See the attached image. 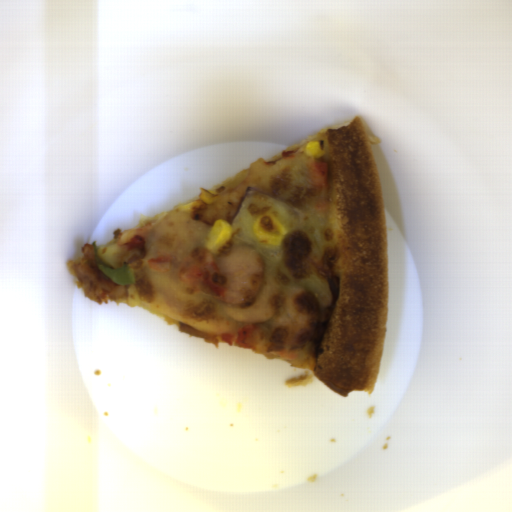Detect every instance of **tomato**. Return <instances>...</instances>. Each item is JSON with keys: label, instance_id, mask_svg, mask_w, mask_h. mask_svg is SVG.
<instances>
[{"label": "tomato", "instance_id": "tomato-1", "mask_svg": "<svg viewBox=\"0 0 512 512\" xmlns=\"http://www.w3.org/2000/svg\"><path fill=\"white\" fill-rule=\"evenodd\" d=\"M259 329L260 325L255 322L238 329L237 333H222L220 337L229 346L250 349L252 345L250 339Z\"/></svg>", "mask_w": 512, "mask_h": 512}, {"label": "tomato", "instance_id": "tomato-2", "mask_svg": "<svg viewBox=\"0 0 512 512\" xmlns=\"http://www.w3.org/2000/svg\"><path fill=\"white\" fill-rule=\"evenodd\" d=\"M124 245L127 247V250H126V252H127V251L141 249V248L145 247L146 242H145L144 237L139 234V235H134Z\"/></svg>", "mask_w": 512, "mask_h": 512}, {"label": "tomato", "instance_id": "tomato-3", "mask_svg": "<svg viewBox=\"0 0 512 512\" xmlns=\"http://www.w3.org/2000/svg\"><path fill=\"white\" fill-rule=\"evenodd\" d=\"M316 167L322 177L324 185L328 186L329 163L323 160H315Z\"/></svg>", "mask_w": 512, "mask_h": 512}]
</instances>
